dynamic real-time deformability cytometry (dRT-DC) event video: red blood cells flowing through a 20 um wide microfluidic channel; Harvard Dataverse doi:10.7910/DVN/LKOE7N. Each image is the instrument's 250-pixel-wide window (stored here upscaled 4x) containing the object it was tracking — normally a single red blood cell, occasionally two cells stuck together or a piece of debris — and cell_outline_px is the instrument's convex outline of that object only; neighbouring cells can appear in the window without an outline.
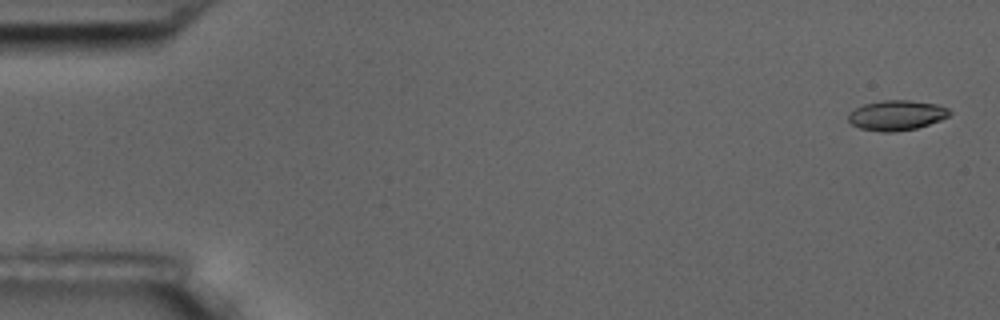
{"species": "common noctule bat (a hibernating species)", "species_latin": "Nyctalus noctula", "temperature_condition": "room temperature", "stored_images_in_passage": 6, "camera_frame_rate_fps": 3000, "um_per_image_px": 0.085, "animal": {"sex": "male", "body_mass_g": 17.5, "forearm_length_mm": 52.3}, "frame": {"image": 1, "passage_image": 1, "time_ms": 0.0, "image_size_px": [1000, 320], "cell_outline_px": [[952, 112], [948, 116], [940, 120], [916, 128], [892, 132], [880, 132], [860, 128], [852, 124], [848, 120], [848, 112], [864, 104], [884, 100], [908, 100], [940, 104], [948, 108]], "centroid_in_image_um": [76.21, 9.79], "position_along_channel_um": 8.8, "area_um2": 17.74}}
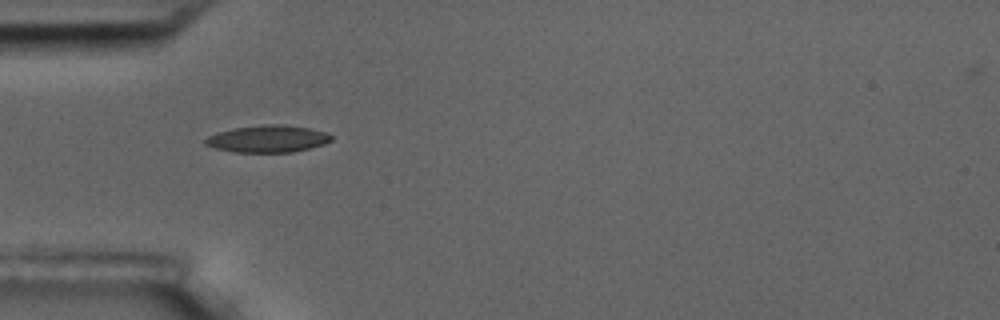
{"frame": {"image": 2, "passage_image": 5, "time_ms": 5.333, "image_size_px": [1000, 320], "cell_outline_px": [[332, 140], [324, 144], [292, 152], [236, 152], [216, 148], [204, 144], [204, 140], [208, 136], [216, 132], [232, 128], [264, 124], [284, 124], [308, 128], [328, 132], [332, 136]], "centroid_in_image_um": [22.75, 11.78], "position_along_channel_um": 62.2, "area_um2": 19.94}}